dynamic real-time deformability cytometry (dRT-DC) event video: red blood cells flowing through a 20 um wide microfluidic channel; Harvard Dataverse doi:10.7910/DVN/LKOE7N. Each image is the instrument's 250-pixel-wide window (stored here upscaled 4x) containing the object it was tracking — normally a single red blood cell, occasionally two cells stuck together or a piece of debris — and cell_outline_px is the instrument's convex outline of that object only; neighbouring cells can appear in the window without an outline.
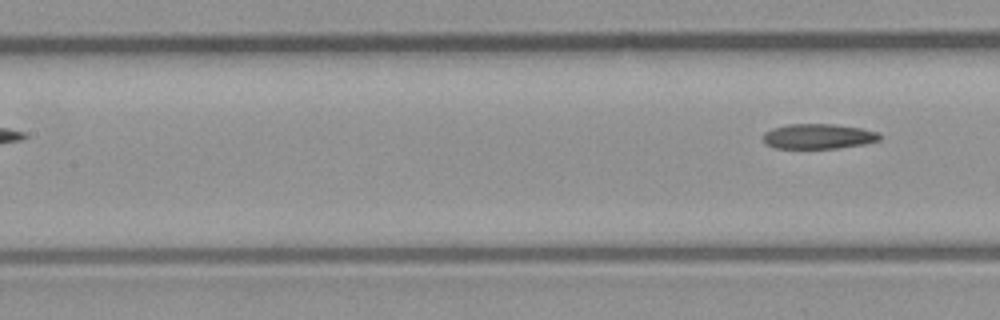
{"species": "common noctule bat (a hibernating species)", "species_latin": "Nyctalus noctula", "temperature_condition": "room temperature", "stored_images_in_passage": 8, "segment_of_instrument_passage": [2, 2], "camera_frame_rate_fps": 3000, "um_per_image_px": 0.085, "animal": {"sex": "male", "body_mass_g": 23.1, "forearm_length_mm": 52.7}, "frame": {"image": 1, "passage_image": 8, "time_ms": 9.0, "image_size_px": [1000, 320], "cell_outline_px": [[880, 140], [864, 144], [840, 148], [776, 148], [764, 144], [764, 132], [772, 128], [788, 124], [836, 124], [860, 128], [876, 132], [880, 136]], "centroid_in_image_um": [69.53, 11.59], "position_along_channel_um": 137.9, "area_um2": 16.99}}